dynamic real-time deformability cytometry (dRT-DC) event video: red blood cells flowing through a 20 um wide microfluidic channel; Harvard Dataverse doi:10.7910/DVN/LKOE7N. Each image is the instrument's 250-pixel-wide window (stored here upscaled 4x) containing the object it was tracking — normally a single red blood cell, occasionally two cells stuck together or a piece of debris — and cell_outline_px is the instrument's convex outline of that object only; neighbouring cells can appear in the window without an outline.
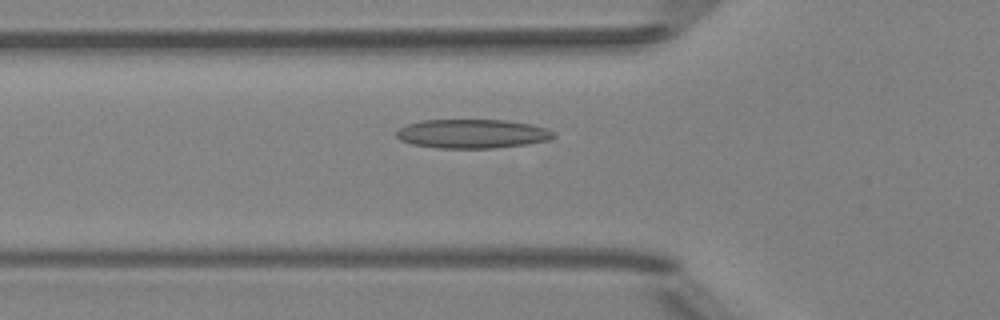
{"species": "Egyptian fruit bat (a non-hibernating species)", "species_latin": "Rousettus aegyptiacus", "temperature_condition": "room temperature", "stored_images_in_passage": 37, "camera_frame_rate_fps": 3000, "um_per_image_px": 0.085, "animal": {"sex": "female"}, "frame": {"image": 1, "passage_image": 4, "time_ms": 1.0, "image_size_px": [1000, 320], "cell_outline_px": [[556, 136], [548, 140], [524, 144], [492, 148], [440, 148], [412, 144], [400, 140], [396, 136], [396, 132], [400, 128], [408, 124], [420, 120], [508, 120], [532, 124], [556, 132]], "centroid_in_image_um": [40.14, 11.36], "position_along_channel_um": 85.7, "area_um2": 26.53}}
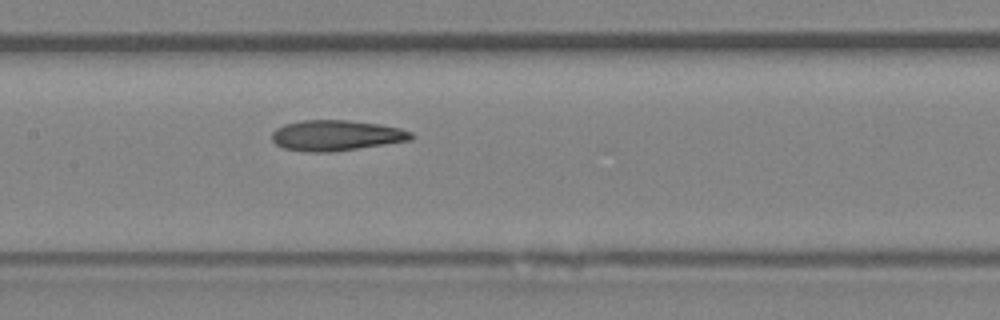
{"frame": {"image": 2, "passage_image": 11, "time_ms": 3.333, "image_size_px": [1000, 320], "cell_outline_px": [[416, 136], [412, 140], [328, 152], [308, 152], [284, 148], [276, 144], [272, 140], [272, 132], [276, 128], [284, 124], [300, 120], [348, 120], [380, 124], [400, 128], [412, 132]], "centroid_in_image_um": [28.58, 11.5], "position_along_channel_um": 178.8, "area_um2": 24.8}}
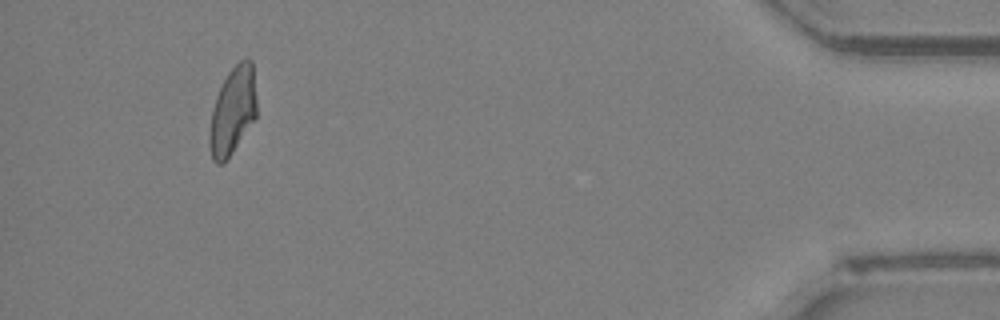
{"frame": {"image": 3, "passage_image": 34, "time_ms": 11.0, "image_size_px": [1000, 320], "cell_outline_px": [[256, 116], [232, 152], [220, 164], [216, 164], [212, 160], [208, 144], [208, 136], [212, 108], [216, 96], [228, 72], [240, 60], [248, 56], [252, 60], [256, 100]], "centroid_in_image_um": [19.76, 9.4], "position_along_channel_um": 415.4, "area_um2": 23.93}, "authors_computed_cell_mechanics": {"area_um2": 24.1604, "velocity_mm_per_s": 3.9932, "shape_relaxation_time_tau1_ms": null, "shape_relaxation_time_tau2_ms": 3.068, "deformation_change_tau1": null, "deformation_change_tau2": 0.1185}}